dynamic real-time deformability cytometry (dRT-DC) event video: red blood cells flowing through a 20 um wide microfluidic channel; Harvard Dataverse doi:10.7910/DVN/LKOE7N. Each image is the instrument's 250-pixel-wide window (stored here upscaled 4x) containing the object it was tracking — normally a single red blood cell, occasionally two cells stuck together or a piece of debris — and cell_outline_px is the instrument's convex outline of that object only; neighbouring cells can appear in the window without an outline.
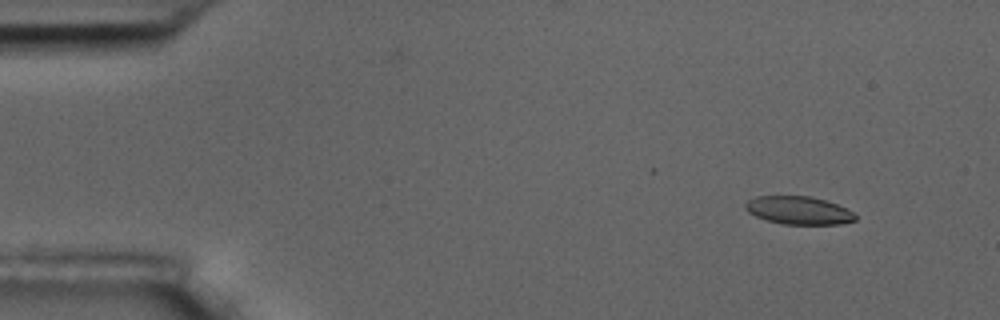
{"species": "common noctule bat (a hibernating species)", "species_latin": "Nyctalus noctula", "temperature_condition": "room temperature", "stored_images_in_passage": 5, "camera_frame_rate_fps": 3000, "um_per_image_px": 0.085, "animal": {"sex": "male", "body_mass_g": 17.5, "forearm_length_mm": 52.3}, "frame": {"image": 1, "passage_image": 2, "time_ms": 1.333, "image_size_px": [1000, 320], "cell_outline_px": [[856, 220], [840, 224], [784, 224], [768, 220], [756, 216], [748, 212], [744, 208], [744, 204], [748, 200], [756, 196], [808, 196], [824, 200], [836, 204], [852, 212], [856, 216]], "centroid_in_image_um": [67.85, 17.88], "position_along_channel_um": 17.1, "area_um2": 17.74}}
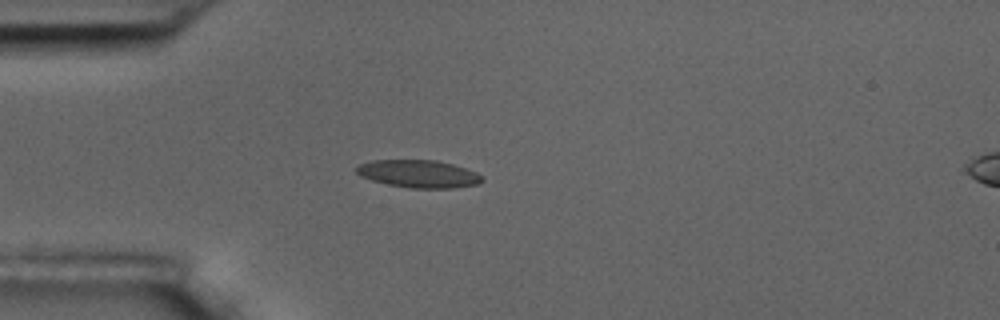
{"frame": {"image": 2, "passage_image": 4, "time_ms": 4.667, "image_size_px": [1000, 320], "cell_outline_px": [[484, 180], [476, 184], [452, 188], [412, 188], [388, 184], [372, 180], [360, 176], [356, 172], [356, 168], [360, 164], [372, 160], [436, 160], [452, 164], [476, 172]], "centroid_in_image_um": [35.56, 14.77], "position_along_channel_um": 49.4, "area_um2": 20.0}}